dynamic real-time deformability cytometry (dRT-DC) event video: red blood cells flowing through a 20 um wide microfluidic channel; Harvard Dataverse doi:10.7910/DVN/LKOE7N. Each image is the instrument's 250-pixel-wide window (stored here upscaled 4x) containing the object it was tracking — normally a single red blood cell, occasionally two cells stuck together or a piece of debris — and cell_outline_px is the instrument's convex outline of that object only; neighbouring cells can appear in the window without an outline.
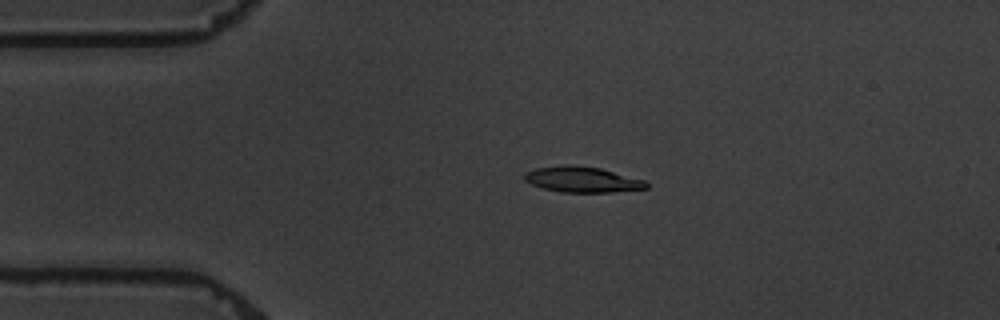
{"species": "common noctule bat (a hibernating species)", "species_latin": "Nyctalus noctula", "temperature_condition": "warm", "stored_images_in_passage": 5, "camera_frame_rate_fps": 3000, "um_per_image_px": 0.085, "animal": {"sex": "male", "body_mass_g": 19.5, "forearm_length_mm": 54.6}, "frame": {"image": 1, "passage_image": 4, "time_ms": 3.667, "image_size_px": [1000, 320], "cell_outline_px": [[648, 188], [612, 192], [560, 192], [544, 188], [532, 184], [524, 180], [524, 172], [536, 168], [564, 164], [572, 164], [600, 168], [644, 180], [648, 184]], "centroid_in_image_um": [49.46, 15.25], "position_along_channel_um": 35.5, "area_um2": 18.21}}